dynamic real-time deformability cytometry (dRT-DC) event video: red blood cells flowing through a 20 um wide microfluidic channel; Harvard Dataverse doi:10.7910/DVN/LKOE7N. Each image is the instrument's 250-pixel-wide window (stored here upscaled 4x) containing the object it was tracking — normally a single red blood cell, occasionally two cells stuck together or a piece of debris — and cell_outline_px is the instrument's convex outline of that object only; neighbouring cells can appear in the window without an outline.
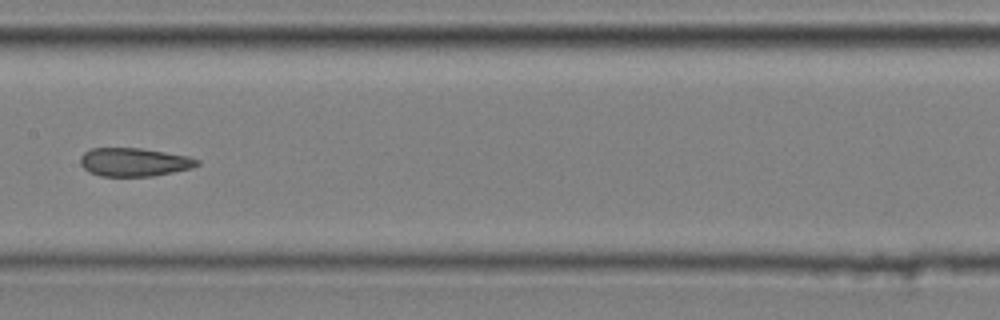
{"species": "common noctule bat (a hibernating species)", "species_latin": "Nyctalus noctula", "temperature_condition": "cold", "stored_images_in_passage": 10, "camera_frame_rate_fps": 3000, "um_per_image_px": 0.085, "animal": {"sex": "male", "body_mass_g": 20.4}, "frame": {"image": 1, "passage_image": 4, "time_ms": 1.0, "image_size_px": [1000, 320], "cell_outline_px": [[200, 164], [192, 168], [152, 176], [100, 176], [88, 172], [80, 164], [80, 156], [84, 152], [92, 148], [140, 148], [188, 156], [200, 160]], "centroid_in_image_um": [11.38, 13.78], "position_along_channel_um": 196.0, "area_um2": 19.36}}
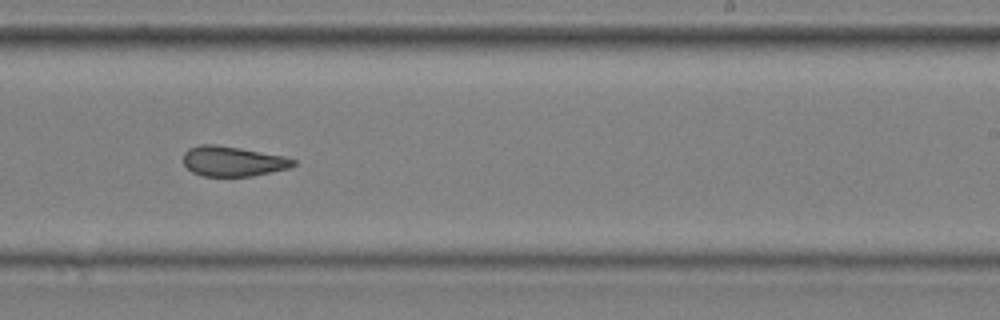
{"frame": {"image": 2, "passage_image": 6, "time_ms": 1.667, "image_size_px": [1000, 320], "cell_outline_px": [[296, 164], [288, 168], [252, 176], [204, 176], [192, 172], [184, 164], [184, 152], [188, 148], [200, 144], [216, 144], [240, 148], [284, 156], [296, 160]], "centroid_in_image_um": [19.77, 13.7], "position_along_channel_um": 269.2, "area_um2": 19.19}}
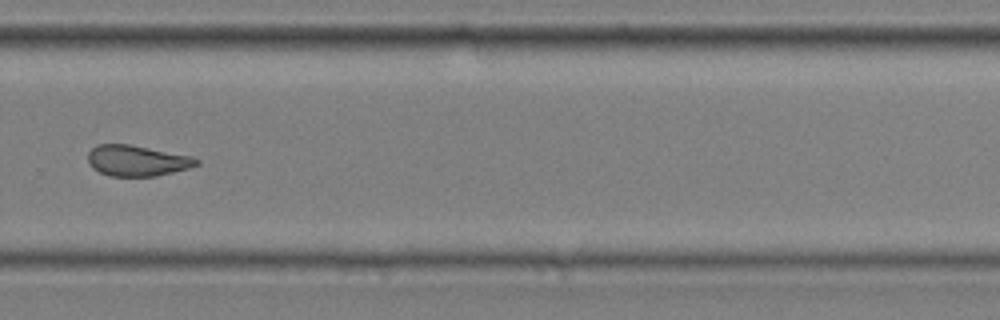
{"frame": {"image": 3, "passage_image": 7, "time_ms": 2.0, "image_size_px": [1000, 320], "cell_outline_px": [[200, 164], [188, 168], [156, 176], [108, 176], [92, 168], [88, 164], [88, 152], [96, 144], [128, 144], [192, 156], [200, 160]], "centroid_in_image_um": [11.63, 13.65], "position_along_channel_um": 318.2, "area_um2": 19.54}}